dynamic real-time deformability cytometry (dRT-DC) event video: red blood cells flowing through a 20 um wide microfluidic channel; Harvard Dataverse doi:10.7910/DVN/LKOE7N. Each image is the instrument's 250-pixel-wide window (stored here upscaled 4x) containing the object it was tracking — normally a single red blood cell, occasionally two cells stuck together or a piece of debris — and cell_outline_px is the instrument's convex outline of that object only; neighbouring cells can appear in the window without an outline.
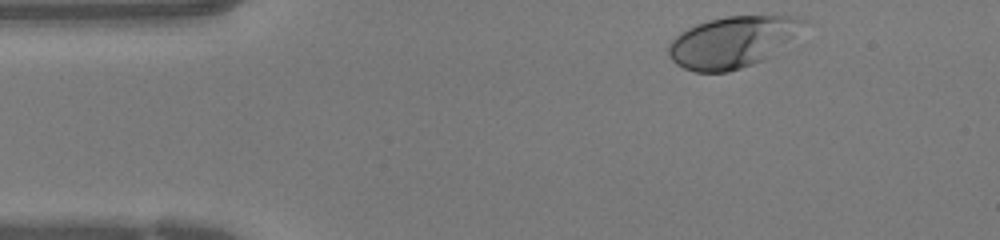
{"species": "human", "species_latin": "Homo sapiens", "temperature_condition": "warm", "stored_images_in_passage": 34, "camera_frame_rate_fps": 3000, "um_per_image_px": 0.085, "donor": {"sex": "female"}, "frame": {"image": 1, "passage_image": 1, "time_ms": 0.0, "image_size_px": [1000, 240], "cell_outline_px": [[808, 20], [768, 56], [752, 64], [728, 72], [696, 72], [684, 68], [676, 64], [668, 56], [668, 44], [680, 32], [696, 24], [708, 20], [728, 16], [796, 16]], "centroid_in_image_um": [62.13, 3.56], "position_along_channel_um": 22.9, "area_um2": 39.25}}
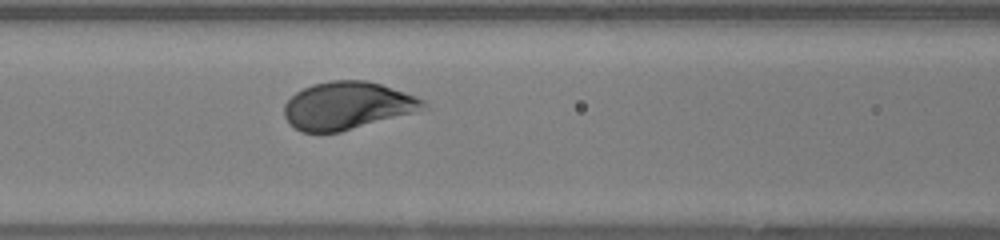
{"frame": {"image": 2, "passage_image": 13, "time_ms": 4.0, "image_size_px": [1000, 240], "cell_outline_px": [[432, 108], [340, 132], [300, 132], [284, 116], [284, 104], [296, 92], [312, 84], [328, 80], [368, 80], [404, 92], [424, 100]], "centroid_in_image_um": [29.56, 8.97], "position_along_channel_um": 137.0, "area_um2": 38.73}}
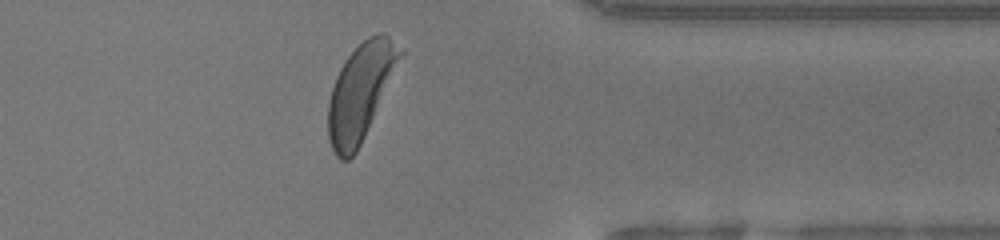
{"frame": {"image": 3, "passage_image": 30, "time_ms": 9.667, "image_size_px": [1000, 240], "cell_outline_px": [[404, 52], [364, 136], [356, 152], [348, 160], [340, 160], [336, 156], [332, 148], [328, 136], [328, 100], [336, 76], [340, 68], [348, 56], [368, 36], [380, 32], [388, 36]], "centroid_in_image_um": [30.61, 7.82], "position_along_channel_um": 380.8, "area_um2": 39.42}}